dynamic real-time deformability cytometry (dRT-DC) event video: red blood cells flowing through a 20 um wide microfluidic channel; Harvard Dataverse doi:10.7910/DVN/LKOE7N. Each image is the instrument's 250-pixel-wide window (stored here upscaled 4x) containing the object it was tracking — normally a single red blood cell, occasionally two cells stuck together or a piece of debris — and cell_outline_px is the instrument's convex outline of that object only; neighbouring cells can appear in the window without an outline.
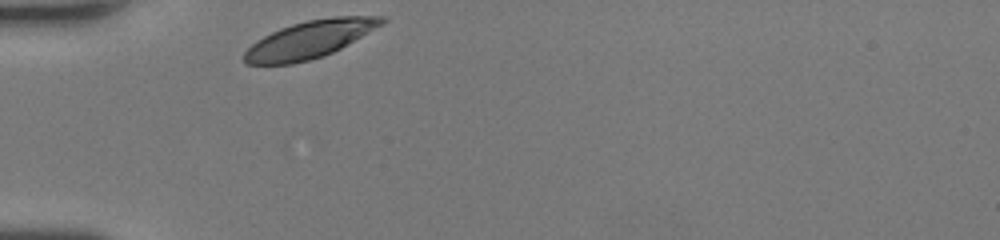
{"species": "human", "species_latin": "Homo sapiens", "temperature_condition": "room temperature", "stored_images_in_passage": 25, "camera_frame_rate_fps": 3000, "um_per_image_px": 0.085, "donor": {"sex": "female"}, "frame": {"image": 1, "passage_image": 1, "time_ms": 0.0, "image_size_px": [1000, 240], "cell_outline_px": [[388, 20], [384, 24], [340, 48], [332, 52], [308, 60], [292, 64], [248, 64], [244, 60], [244, 52], [256, 40], [280, 28], [292, 24], [308, 20], [332, 16], [388, 16]], "centroid_in_image_um": [26.36, 3.33], "position_along_channel_um": 58.6, "area_um2": 29.71}}
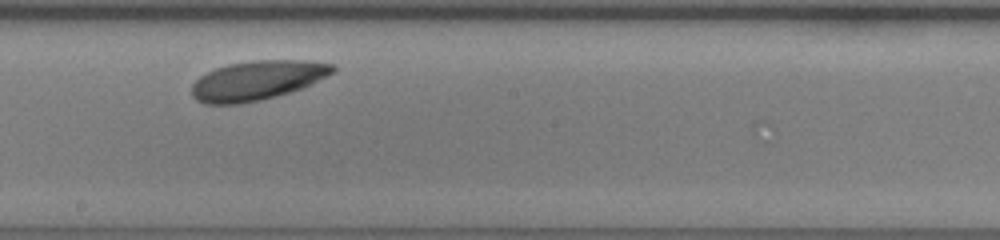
{"frame": {"image": 2, "passage_image": 14, "time_ms": 4.333, "image_size_px": [1000, 240], "cell_outline_px": [[336, 68], [328, 76], [300, 88], [276, 96], [260, 100], [240, 104], [204, 104], [196, 100], [192, 96], [192, 84], [200, 76], [216, 68], [228, 64], [252, 60], [308, 60], [336, 64]], "centroid_in_image_um": [21.85, 6.82], "position_along_channel_um": 226.3, "area_um2": 32.31}}
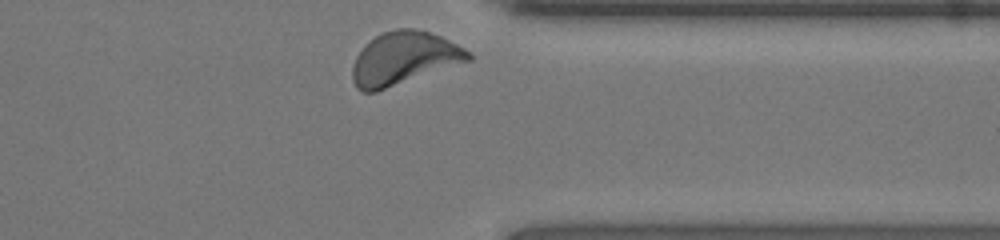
{"frame": {"image": 3, "passage_image": 25, "time_ms": 8.0, "image_size_px": [1000, 240], "cell_outline_px": [[472, 60], [376, 92], [360, 92], [356, 88], [352, 80], [352, 68], [356, 56], [364, 44], [376, 36], [384, 32], [396, 28], [412, 28], [428, 32], [440, 36], [464, 48], [472, 56]], "centroid_in_image_um": [34.3, 4.98], "position_along_channel_um": 377.1, "area_um2": 35.72}, "authors_computed_cell_mechanics": {"area_um2": 31.9056, "velocity_mm_per_s": 4.1264, "shape_relaxation_time_tau1_ms": 0.9107, "shape_relaxation_time_tau2_ms": 6.9516, "deformation_change_tau1": 0.0652, "deformation_change_tau2": 0.1437}}